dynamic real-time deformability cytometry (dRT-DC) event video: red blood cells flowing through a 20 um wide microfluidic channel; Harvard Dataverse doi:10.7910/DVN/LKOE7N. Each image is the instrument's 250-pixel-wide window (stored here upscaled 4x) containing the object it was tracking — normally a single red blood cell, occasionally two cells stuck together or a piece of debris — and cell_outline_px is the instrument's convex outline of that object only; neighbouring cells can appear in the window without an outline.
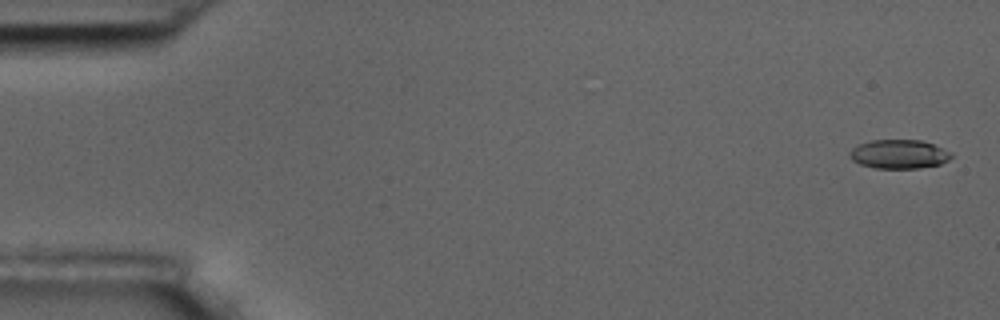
{"species": "common noctule bat (a hibernating species)", "species_latin": "Nyctalus noctula", "temperature_condition": "room temperature", "stored_images_in_passage": 6, "camera_frame_rate_fps": 3000, "um_per_image_px": 0.085, "animal": {"sex": "male", "body_mass_g": 17.5, "forearm_length_mm": 52.3}, "frame": {"image": 1, "passage_image": 1, "time_ms": 0.0, "image_size_px": [1000, 320], "cell_outline_px": [[952, 156], [948, 160], [940, 164], [920, 168], [876, 168], [860, 164], [852, 160], [848, 156], [848, 152], [852, 148], [860, 144], [872, 140], [920, 140], [932, 144], [952, 152]], "centroid_in_image_um": [76.4, 13.1], "position_along_channel_um": 8.6, "area_um2": 17.11}}
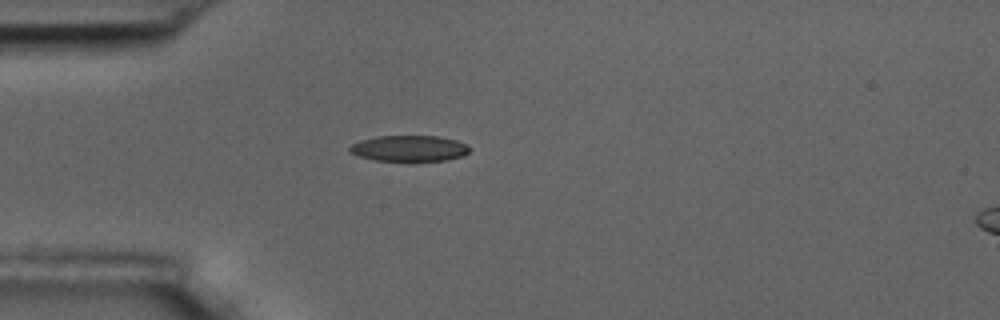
{"frame": {"image": 2, "passage_image": 5, "time_ms": 4.667, "image_size_px": [1000, 320], "cell_outline_px": [[468, 152], [464, 156], [448, 160], [376, 160], [360, 156], [348, 152], [348, 148], [352, 144], [360, 140], [376, 136], [436, 136], [456, 140], [468, 144]], "centroid_in_image_um": [34.78, 12.6], "position_along_channel_um": 50.2, "area_um2": 17.98}}